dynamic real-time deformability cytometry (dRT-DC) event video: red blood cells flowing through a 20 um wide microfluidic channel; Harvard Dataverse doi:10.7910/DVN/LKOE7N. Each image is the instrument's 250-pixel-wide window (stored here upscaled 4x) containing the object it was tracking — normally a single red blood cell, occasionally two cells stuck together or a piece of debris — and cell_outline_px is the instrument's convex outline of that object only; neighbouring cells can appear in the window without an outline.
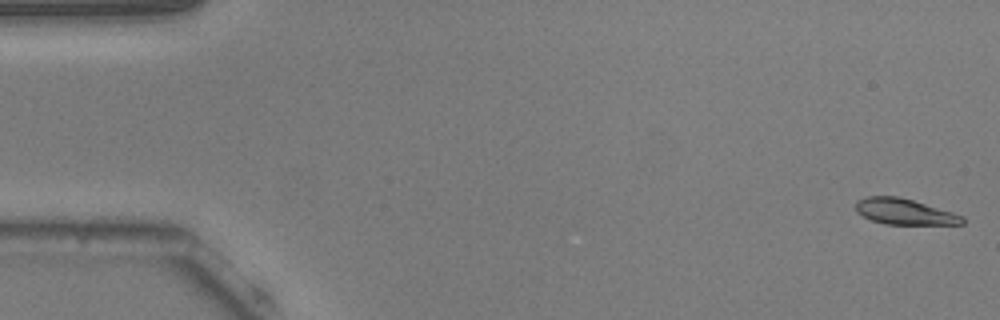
{"species": "common noctule bat (a hibernating species)", "species_latin": "Nyctalus noctula", "temperature_condition": "warm", "stored_images_in_passage": 53, "camera_frame_rate_fps": 3000, "um_per_image_px": 0.085, "animal": {"sex": "male", "body_mass_g": 20.5, "forearm_length_mm": 52.5}, "frame": {"image": 1, "passage_image": 1, "time_ms": 0.0, "image_size_px": [1000, 320], "cell_outline_px": [[964, 224], [884, 224], [872, 220], [856, 212], [856, 200], [868, 196], [896, 196], [912, 200], [952, 212], [964, 216]], "centroid_in_image_um": [76.86, 17.99], "position_along_channel_um": 8.1, "area_um2": 15.9}}
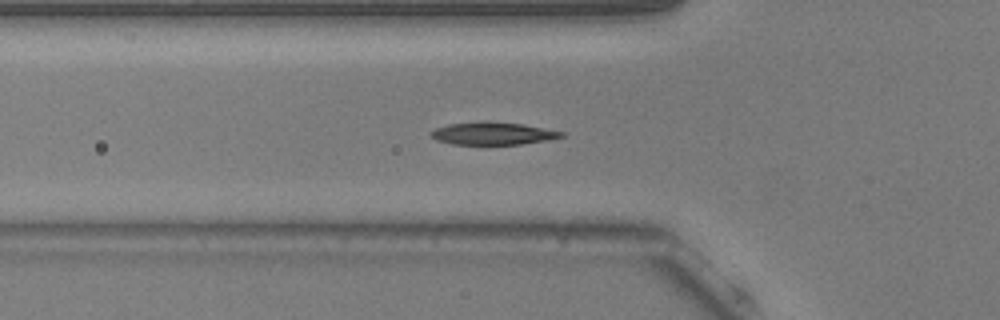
{"frame": {"image": 2, "passage_image": 18, "time_ms": 5.667, "image_size_px": [1000, 320], "cell_outline_px": [[564, 136], [548, 140], [520, 144], [452, 144], [436, 140], [428, 132], [436, 128], [448, 124], [484, 120], [488, 120], [524, 124], [564, 132]], "centroid_in_image_um": [41.87, 11.32], "position_along_channel_um": 83.9, "area_um2": 17.34}}
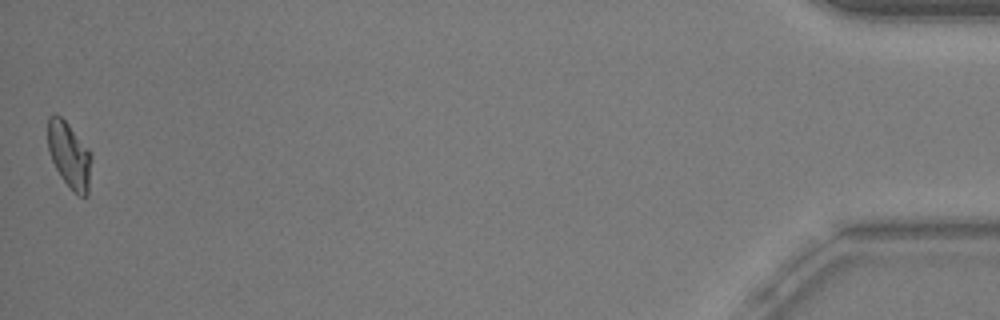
{"frame": {"image": 3, "passage_image": 53, "time_ms": 17.333, "image_size_px": [1000, 320], "cell_outline_px": [[92, 160], [88, 196], [80, 196], [60, 176], [52, 160], [48, 148], [48, 116], [60, 116], [68, 124], [88, 148], [92, 156]], "centroid_in_image_um": [5.91, 13.2], "position_along_channel_um": 429.3, "area_um2": 16.47}, "authors_computed_cell_mechanics": {"area_um2": 17.1666, "velocity_mm_per_s": 3.7869, "shape_relaxation_time_tau1_ms": 3.2695, "shape_relaxation_time_tau2_ms": 2.1691, "deformation_change_tau1": 0.1432, "deformation_change_tau2": 0.0853}}